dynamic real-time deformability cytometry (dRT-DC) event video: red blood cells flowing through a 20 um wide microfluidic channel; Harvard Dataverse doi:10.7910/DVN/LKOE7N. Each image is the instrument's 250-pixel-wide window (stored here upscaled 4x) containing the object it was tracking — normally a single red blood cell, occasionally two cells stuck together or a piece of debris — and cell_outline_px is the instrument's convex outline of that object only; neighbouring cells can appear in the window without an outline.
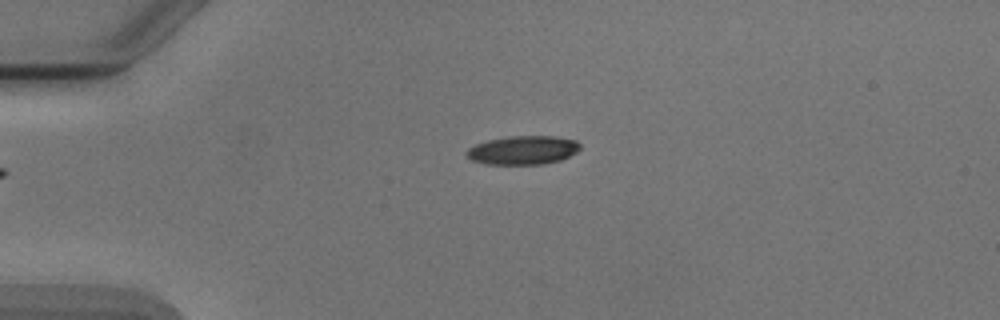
{"species": "Egyptian fruit bat (a non-hibernating species)", "species_latin": "Rousettus aegyptiacus", "temperature_condition": "cold", "stored_images_in_passage": 3, "camera_frame_rate_fps": 3000, "um_per_image_px": 0.085, "animal": {"sex": "male"}, "frame": {"image": 1, "passage_image": 3, "time_ms": 3.333, "image_size_px": [1000, 320], "cell_outline_px": [[580, 148], [576, 152], [560, 160], [544, 164], [484, 164], [472, 160], [464, 152], [468, 148], [476, 144], [488, 140], [508, 136], [556, 136], [576, 140], [580, 144]], "centroid_in_image_um": [44.44, 12.76], "position_along_channel_um": 40.6, "area_um2": 19.02}}